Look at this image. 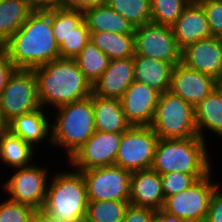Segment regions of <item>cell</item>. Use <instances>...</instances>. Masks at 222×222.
<instances>
[{"label":"cell","mask_w":222,"mask_h":222,"mask_svg":"<svg viewBox=\"0 0 222 222\" xmlns=\"http://www.w3.org/2000/svg\"><path fill=\"white\" fill-rule=\"evenodd\" d=\"M122 133L96 131L69 159L67 167L86 171L111 166L119 150ZM69 162V163H68Z\"/></svg>","instance_id":"4fadbf2b"},{"label":"cell","mask_w":222,"mask_h":222,"mask_svg":"<svg viewBox=\"0 0 222 222\" xmlns=\"http://www.w3.org/2000/svg\"><path fill=\"white\" fill-rule=\"evenodd\" d=\"M85 78L93 85L110 62L109 57L89 41L74 59Z\"/></svg>","instance_id":"83f0119b"},{"label":"cell","mask_w":222,"mask_h":222,"mask_svg":"<svg viewBox=\"0 0 222 222\" xmlns=\"http://www.w3.org/2000/svg\"><path fill=\"white\" fill-rule=\"evenodd\" d=\"M173 67L168 62L134 55V81L147 84L161 95L170 89Z\"/></svg>","instance_id":"7402d4cb"},{"label":"cell","mask_w":222,"mask_h":222,"mask_svg":"<svg viewBox=\"0 0 222 222\" xmlns=\"http://www.w3.org/2000/svg\"><path fill=\"white\" fill-rule=\"evenodd\" d=\"M156 216V211L129 204L122 222H152Z\"/></svg>","instance_id":"8d00e7d4"},{"label":"cell","mask_w":222,"mask_h":222,"mask_svg":"<svg viewBox=\"0 0 222 222\" xmlns=\"http://www.w3.org/2000/svg\"><path fill=\"white\" fill-rule=\"evenodd\" d=\"M206 175L208 174H184L181 172L161 174L164 197L167 198L168 196L182 192Z\"/></svg>","instance_id":"836d02e7"},{"label":"cell","mask_w":222,"mask_h":222,"mask_svg":"<svg viewBox=\"0 0 222 222\" xmlns=\"http://www.w3.org/2000/svg\"><path fill=\"white\" fill-rule=\"evenodd\" d=\"M82 173L88 201H130L131 172L120 166L97 167Z\"/></svg>","instance_id":"8fae6325"},{"label":"cell","mask_w":222,"mask_h":222,"mask_svg":"<svg viewBox=\"0 0 222 222\" xmlns=\"http://www.w3.org/2000/svg\"><path fill=\"white\" fill-rule=\"evenodd\" d=\"M31 222H58L43 209H35Z\"/></svg>","instance_id":"60d3db41"},{"label":"cell","mask_w":222,"mask_h":222,"mask_svg":"<svg viewBox=\"0 0 222 222\" xmlns=\"http://www.w3.org/2000/svg\"><path fill=\"white\" fill-rule=\"evenodd\" d=\"M0 49L17 69H33L60 58L52 30V6L36 8Z\"/></svg>","instance_id":"6da1fadb"},{"label":"cell","mask_w":222,"mask_h":222,"mask_svg":"<svg viewBox=\"0 0 222 222\" xmlns=\"http://www.w3.org/2000/svg\"><path fill=\"white\" fill-rule=\"evenodd\" d=\"M41 165L35 162L31 166L14 169V173L1 184L6 197L34 209H42L51 171L46 165Z\"/></svg>","instance_id":"9c48e42d"},{"label":"cell","mask_w":222,"mask_h":222,"mask_svg":"<svg viewBox=\"0 0 222 222\" xmlns=\"http://www.w3.org/2000/svg\"><path fill=\"white\" fill-rule=\"evenodd\" d=\"M164 200L160 174L152 169L131 173L130 204L158 211L162 209Z\"/></svg>","instance_id":"d6986e66"},{"label":"cell","mask_w":222,"mask_h":222,"mask_svg":"<svg viewBox=\"0 0 222 222\" xmlns=\"http://www.w3.org/2000/svg\"><path fill=\"white\" fill-rule=\"evenodd\" d=\"M105 3L135 27L151 22V0H106Z\"/></svg>","instance_id":"f546056e"},{"label":"cell","mask_w":222,"mask_h":222,"mask_svg":"<svg viewBox=\"0 0 222 222\" xmlns=\"http://www.w3.org/2000/svg\"><path fill=\"white\" fill-rule=\"evenodd\" d=\"M198 136L206 141V134L222 140V87L218 85L194 107ZM207 131V132H206Z\"/></svg>","instance_id":"44dd1931"},{"label":"cell","mask_w":222,"mask_h":222,"mask_svg":"<svg viewBox=\"0 0 222 222\" xmlns=\"http://www.w3.org/2000/svg\"><path fill=\"white\" fill-rule=\"evenodd\" d=\"M205 12L212 36L222 39V0L200 3Z\"/></svg>","instance_id":"d590c367"},{"label":"cell","mask_w":222,"mask_h":222,"mask_svg":"<svg viewBox=\"0 0 222 222\" xmlns=\"http://www.w3.org/2000/svg\"><path fill=\"white\" fill-rule=\"evenodd\" d=\"M218 85L213 77L179 63L173 67L169 91L195 107Z\"/></svg>","instance_id":"2e32d148"},{"label":"cell","mask_w":222,"mask_h":222,"mask_svg":"<svg viewBox=\"0 0 222 222\" xmlns=\"http://www.w3.org/2000/svg\"><path fill=\"white\" fill-rule=\"evenodd\" d=\"M84 21V12L52 6V30L59 46Z\"/></svg>","instance_id":"4dcf8cb0"},{"label":"cell","mask_w":222,"mask_h":222,"mask_svg":"<svg viewBox=\"0 0 222 222\" xmlns=\"http://www.w3.org/2000/svg\"><path fill=\"white\" fill-rule=\"evenodd\" d=\"M212 172L182 192L165 198L162 210L186 222H205L211 195L220 184L213 181L215 172Z\"/></svg>","instance_id":"ba28073f"},{"label":"cell","mask_w":222,"mask_h":222,"mask_svg":"<svg viewBox=\"0 0 222 222\" xmlns=\"http://www.w3.org/2000/svg\"><path fill=\"white\" fill-rule=\"evenodd\" d=\"M160 94L147 84L133 81L120 102L131 126H150L153 122Z\"/></svg>","instance_id":"9a60e30c"},{"label":"cell","mask_w":222,"mask_h":222,"mask_svg":"<svg viewBox=\"0 0 222 222\" xmlns=\"http://www.w3.org/2000/svg\"><path fill=\"white\" fill-rule=\"evenodd\" d=\"M90 41L110 60L130 58L135 55L134 34H118L109 31L90 32Z\"/></svg>","instance_id":"4316f807"},{"label":"cell","mask_w":222,"mask_h":222,"mask_svg":"<svg viewBox=\"0 0 222 222\" xmlns=\"http://www.w3.org/2000/svg\"><path fill=\"white\" fill-rule=\"evenodd\" d=\"M158 140L151 126H131L121 135L114 165L131 173L151 169Z\"/></svg>","instance_id":"30bf717a"},{"label":"cell","mask_w":222,"mask_h":222,"mask_svg":"<svg viewBox=\"0 0 222 222\" xmlns=\"http://www.w3.org/2000/svg\"><path fill=\"white\" fill-rule=\"evenodd\" d=\"M90 41V31L84 20L59 45V55L63 59H75L83 47Z\"/></svg>","instance_id":"d6a6232c"},{"label":"cell","mask_w":222,"mask_h":222,"mask_svg":"<svg viewBox=\"0 0 222 222\" xmlns=\"http://www.w3.org/2000/svg\"><path fill=\"white\" fill-rule=\"evenodd\" d=\"M52 120L50 113L48 115V111L41 107L33 112L16 116L7 124V129L35 149H38L39 146L42 149L41 145L46 141L48 143L46 145L52 148Z\"/></svg>","instance_id":"e0dca14e"},{"label":"cell","mask_w":222,"mask_h":222,"mask_svg":"<svg viewBox=\"0 0 222 222\" xmlns=\"http://www.w3.org/2000/svg\"><path fill=\"white\" fill-rule=\"evenodd\" d=\"M208 143L202 138H159L151 169L158 174H209L213 169Z\"/></svg>","instance_id":"3957f363"},{"label":"cell","mask_w":222,"mask_h":222,"mask_svg":"<svg viewBox=\"0 0 222 222\" xmlns=\"http://www.w3.org/2000/svg\"><path fill=\"white\" fill-rule=\"evenodd\" d=\"M222 185L219 184L211 195L205 222H222Z\"/></svg>","instance_id":"74e56055"},{"label":"cell","mask_w":222,"mask_h":222,"mask_svg":"<svg viewBox=\"0 0 222 222\" xmlns=\"http://www.w3.org/2000/svg\"><path fill=\"white\" fill-rule=\"evenodd\" d=\"M35 209L8 198L0 201V222H31Z\"/></svg>","instance_id":"e575fe53"},{"label":"cell","mask_w":222,"mask_h":222,"mask_svg":"<svg viewBox=\"0 0 222 222\" xmlns=\"http://www.w3.org/2000/svg\"><path fill=\"white\" fill-rule=\"evenodd\" d=\"M205 1H208V0H186V2L188 4H200V3L205 2Z\"/></svg>","instance_id":"f6af8a7d"},{"label":"cell","mask_w":222,"mask_h":222,"mask_svg":"<svg viewBox=\"0 0 222 222\" xmlns=\"http://www.w3.org/2000/svg\"><path fill=\"white\" fill-rule=\"evenodd\" d=\"M33 72L41 107L47 111L88 98L92 94V84L74 59L58 58L33 68Z\"/></svg>","instance_id":"7a4b0ae2"},{"label":"cell","mask_w":222,"mask_h":222,"mask_svg":"<svg viewBox=\"0 0 222 222\" xmlns=\"http://www.w3.org/2000/svg\"><path fill=\"white\" fill-rule=\"evenodd\" d=\"M36 9L30 0H0V47Z\"/></svg>","instance_id":"484cf974"},{"label":"cell","mask_w":222,"mask_h":222,"mask_svg":"<svg viewBox=\"0 0 222 222\" xmlns=\"http://www.w3.org/2000/svg\"><path fill=\"white\" fill-rule=\"evenodd\" d=\"M181 63L222 82V39L211 36L187 45L181 51Z\"/></svg>","instance_id":"5bb4252c"},{"label":"cell","mask_w":222,"mask_h":222,"mask_svg":"<svg viewBox=\"0 0 222 222\" xmlns=\"http://www.w3.org/2000/svg\"><path fill=\"white\" fill-rule=\"evenodd\" d=\"M135 55L151 57L173 66L181 63V49L177 45L171 26L153 22L135 27Z\"/></svg>","instance_id":"7c38bea8"},{"label":"cell","mask_w":222,"mask_h":222,"mask_svg":"<svg viewBox=\"0 0 222 222\" xmlns=\"http://www.w3.org/2000/svg\"><path fill=\"white\" fill-rule=\"evenodd\" d=\"M92 105L96 131L123 133L131 127L122 110L120 99L103 98L92 92Z\"/></svg>","instance_id":"603a6c76"},{"label":"cell","mask_w":222,"mask_h":222,"mask_svg":"<svg viewBox=\"0 0 222 222\" xmlns=\"http://www.w3.org/2000/svg\"><path fill=\"white\" fill-rule=\"evenodd\" d=\"M133 81L134 57L112 59L92 85V92L99 97L120 99Z\"/></svg>","instance_id":"ac0fdd59"},{"label":"cell","mask_w":222,"mask_h":222,"mask_svg":"<svg viewBox=\"0 0 222 222\" xmlns=\"http://www.w3.org/2000/svg\"><path fill=\"white\" fill-rule=\"evenodd\" d=\"M155 218L159 222H186V221L182 220L181 218H178L175 215H172V214H169V213L163 211L162 209L156 211Z\"/></svg>","instance_id":"b9f144b4"},{"label":"cell","mask_w":222,"mask_h":222,"mask_svg":"<svg viewBox=\"0 0 222 222\" xmlns=\"http://www.w3.org/2000/svg\"><path fill=\"white\" fill-rule=\"evenodd\" d=\"M187 5L186 0H151V22L172 26Z\"/></svg>","instance_id":"1f68e13d"},{"label":"cell","mask_w":222,"mask_h":222,"mask_svg":"<svg viewBox=\"0 0 222 222\" xmlns=\"http://www.w3.org/2000/svg\"><path fill=\"white\" fill-rule=\"evenodd\" d=\"M55 110L51 122L52 148H62L68 160L96 132L92 94Z\"/></svg>","instance_id":"5b68a950"},{"label":"cell","mask_w":222,"mask_h":222,"mask_svg":"<svg viewBox=\"0 0 222 222\" xmlns=\"http://www.w3.org/2000/svg\"><path fill=\"white\" fill-rule=\"evenodd\" d=\"M41 108L33 69H16L0 95V115L8 124L16 116Z\"/></svg>","instance_id":"52a82bcc"},{"label":"cell","mask_w":222,"mask_h":222,"mask_svg":"<svg viewBox=\"0 0 222 222\" xmlns=\"http://www.w3.org/2000/svg\"><path fill=\"white\" fill-rule=\"evenodd\" d=\"M36 8L60 6L62 0H30Z\"/></svg>","instance_id":"7bdbcfd3"},{"label":"cell","mask_w":222,"mask_h":222,"mask_svg":"<svg viewBox=\"0 0 222 222\" xmlns=\"http://www.w3.org/2000/svg\"><path fill=\"white\" fill-rule=\"evenodd\" d=\"M150 126L161 139L198 137L194 107L170 91L159 96Z\"/></svg>","instance_id":"8992f818"},{"label":"cell","mask_w":222,"mask_h":222,"mask_svg":"<svg viewBox=\"0 0 222 222\" xmlns=\"http://www.w3.org/2000/svg\"><path fill=\"white\" fill-rule=\"evenodd\" d=\"M17 68L9 57L0 49V95L6 87L9 78Z\"/></svg>","instance_id":"f35d334b"},{"label":"cell","mask_w":222,"mask_h":222,"mask_svg":"<svg viewBox=\"0 0 222 222\" xmlns=\"http://www.w3.org/2000/svg\"><path fill=\"white\" fill-rule=\"evenodd\" d=\"M69 168L51 173L42 209L58 222H83L88 204L86 185L82 173Z\"/></svg>","instance_id":"277c9868"},{"label":"cell","mask_w":222,"mask_h":222,"mask_svg":"<svg viewBox=\"0 0 222 222\" xmlns=\"http://www.w3.org/2000/svg\"><path fill=\"white\" fill-rule=\"evenodd\" d=\"M84 20L90 32L109 31L118 34H134L135 26L106 3L84 12Z\"/></svg>","instance_id":"d4e9b609"},{"label":"cell","mask_w":222,"mask_h":222,"mask_svg":"<svg viewBox=\"0 0 222 222\" xmlns=\"http://www.w3.org/2000/svg\"><path fill=\"white\" fill-rule=\"evenodd\" d=\"M7 128V124L3 121L0 115V133Z\"/></svg>","instance_id":"ee69618b"},{"label":"cell","mask_w":222,"mask_h":222,"mask_svg":"<svg viewBox=\"0 0 222 222\" xmlns=\"http://www.w3.org/2000/svg\"><path fill=\"white\" fill-rule=\"evenodd\" d=\"M35 150L7 128L0 133V165L4 167L17 169L31 166L35 161Z\"/></svg>","instance_id":"cb8c5ba5"},{"label":"cell","mask_w":222,"mask_h":222,"mask_svg":"<svg viewBox=\"0 0 222 222\" xmlns=\"http://www.w3.org/2000/svg\"><path fill=\"white\" fill-rule=\"evenodd\" d=\"M106 0H62L60 6L66 9L85 12L97 5L105 4Z\"/></svg>","instance_id":"ab89813d"},{"label":"cell","mask_w":222,"mask_h":222,"mask_svg":"<svg viewBox=\"0 0 222 222\" xmlns=\"http://www.w3.org/2000/svg\"><path fill=\"white\" fill-rule=\"evenodd\" d=\"M171 27L181 50L191 43L212 36L205 12L200 4H188Z\"/></svg>","instance_id":"ffe728a7"},{"label":"cell","mask_w":222,"mask_h":222,"mask_svg":"<svg viewBox=\"0 0 222 222\" xmlns=\"http://www.w3.org/2000/svg\"><path fill=\"white\" fill-rule=\"evenodd\" d=\"M152 222H159V221L156 218H154Z\"/></svg>","instance_id":"bcb514c9"},{"label":"cell","mask_w":222,"mask_h":222,"mask_svg":"<svg viewBox=\"0 0 222 222\" xmlns=\"http://www.w3.org/2000/svg\"><path fill=\"white\" fill-rule=\"evenodd\" d=\"M129 201H88L85 222H122Z\"/></svg>","instance_id":"f1b7e54d"}]
</instances>
